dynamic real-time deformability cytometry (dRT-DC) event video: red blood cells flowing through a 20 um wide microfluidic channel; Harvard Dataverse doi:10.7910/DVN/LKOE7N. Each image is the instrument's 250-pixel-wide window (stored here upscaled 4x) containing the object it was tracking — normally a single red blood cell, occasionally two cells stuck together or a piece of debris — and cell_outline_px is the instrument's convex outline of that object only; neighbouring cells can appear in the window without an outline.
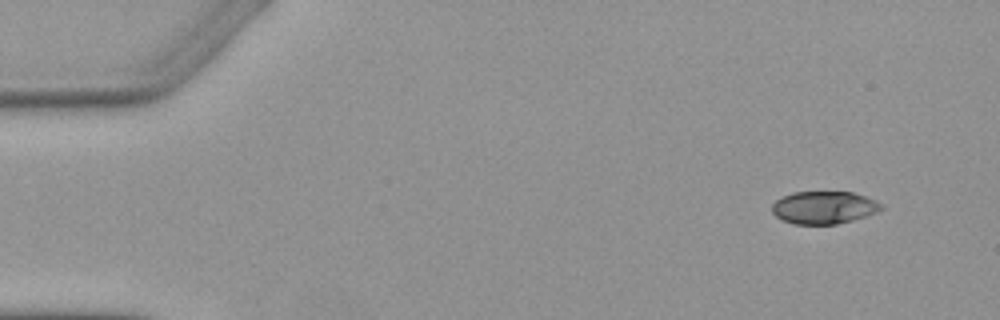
{"species": "Egyptian fruit bat (a non-hibernating species)", "species_latin": "Rousettus aegyptiacus", "temperature_condition": "warm", "stored_images_in_passage": 6, "camera_frame_rate_fps": 3000, "um_per_image_px": 0.085, "animal": {"sex": "female"}, "frame": {"image": 1, "passage_image": 1, "time_ms": 0.0, "image_size_px": [1000, 320], "cell_outline_px": [[884, 208], [868, 216], [836, 224], [792, 224], [780, 220], [772, 212], [772, 204], [776, 200], [792, 192], [852, 192], [876, 200], [884, 204]], "centroid_in_image_um": [70.04, 17.64], "position_along_channel_um": 15.0, "area_um2": 20.92}}
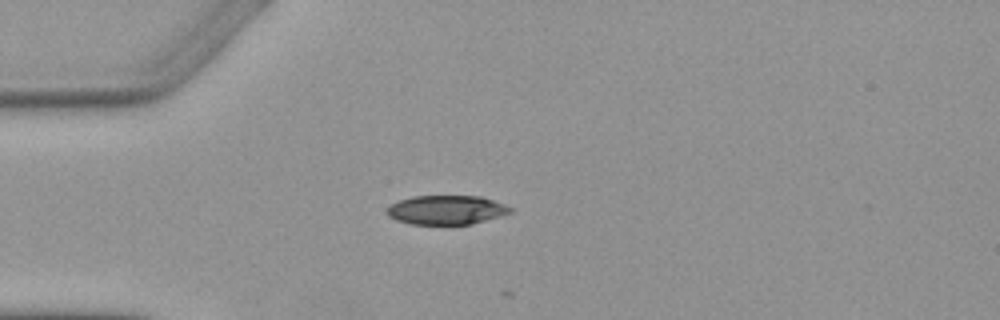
{"frame": {"image": 2, "passage_image": 3, "time_ms": 3.333, "image_size_px": [1000, 320], "cell_outline_px": [[512, 212], [500, 216], [472, 224], [412, 224], [396, 220], [388, 216], [388, 208], [392, 204], [400, 200], [412, 196], [480, 196], [504, 204], [512, 208]], "centroid_in_image_um": [37.96, 17.84], "position_along_channel_um": 47.0, "area_um2": 20.75}}